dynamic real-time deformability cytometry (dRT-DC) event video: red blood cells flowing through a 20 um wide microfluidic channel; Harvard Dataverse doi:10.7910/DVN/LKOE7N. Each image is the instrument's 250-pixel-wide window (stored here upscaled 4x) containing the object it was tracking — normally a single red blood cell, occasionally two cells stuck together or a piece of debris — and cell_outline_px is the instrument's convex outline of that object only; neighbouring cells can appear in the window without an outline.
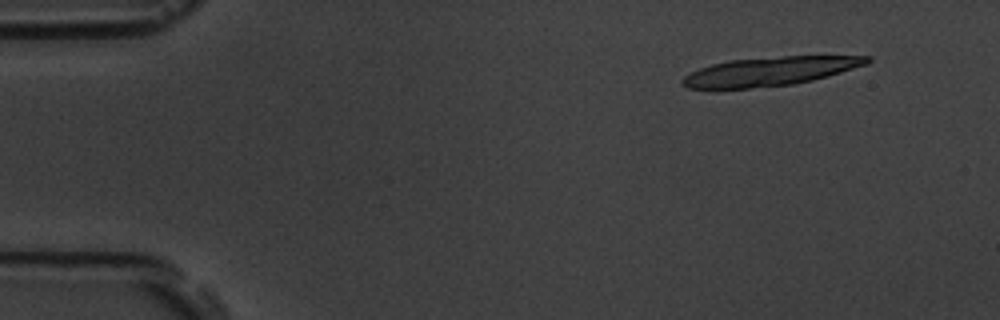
{"species": "common noctule bat (a hibernating species)", "species_latin": "Nyctalus noctula", "temperature_condition": "room temperature", "stored_images_in_passage": 16, "camera_frame_rate_fps": 3000, "um_per_image_px": 0.085, "animal": {"sex": "male", "body_mass_g": 19.5, "forearm_length_mm": 54.6}, "frame": {"image": 1, "passage_image": 3, "time_ms": 0.667, "image_size_px": [1000, 320], "cell_outline_px": [[872, 60], [868, 64], [828, 76], [812, 80], [792, 84], [748, 88], [688, 88], [680, 84], [680, 80], [684, 76], [700, 68], [712, 64], [728, 60], [784, 56], [872, 56]], "centroid_in_image_um": [65.46, 6.05], "position_along_channel_um": 19.5, "area_um2": 30.81}}